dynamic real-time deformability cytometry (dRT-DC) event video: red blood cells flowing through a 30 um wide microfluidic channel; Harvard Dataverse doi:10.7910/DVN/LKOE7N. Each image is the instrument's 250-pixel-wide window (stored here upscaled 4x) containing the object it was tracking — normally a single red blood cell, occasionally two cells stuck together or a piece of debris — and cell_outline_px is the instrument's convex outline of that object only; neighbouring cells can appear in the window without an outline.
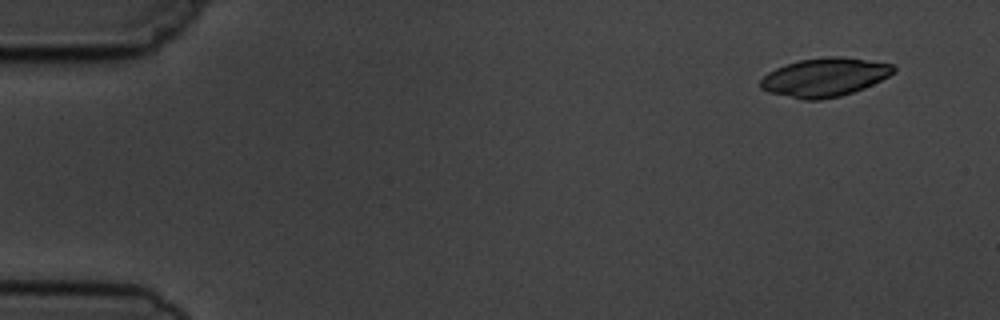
{"species": "common noctule bat (a hibernating species)", "species_latin": "Nyctalus noctula", "temperature_condition": "cold", "stored_images_in_passage": 7, "camera_frame_rate_fps": 3000, "um_per_image_px": 0.085, "animal": {"sex": "male", "body_mass_g": 19.5, "forearm_length_mm": 54.6}, "frame": {"image": 1, "passage_image": 1, "time_ms": 0.0, "image_size_px": [1000, 320], "cell_outline_px": [[896, 68], [888, 76], [864, 88], [840, 96], [820, 100], [804, 100], [768, 92], [760, 88], [760, 80], [768, 72], [776, 68], [800, 60], [828, 56], [844, 56], [892, 64]], "centroid_in_image_um": [70.07, 6.57], "position_along_channel_um": 14.9, "area_um2": 29.77}}